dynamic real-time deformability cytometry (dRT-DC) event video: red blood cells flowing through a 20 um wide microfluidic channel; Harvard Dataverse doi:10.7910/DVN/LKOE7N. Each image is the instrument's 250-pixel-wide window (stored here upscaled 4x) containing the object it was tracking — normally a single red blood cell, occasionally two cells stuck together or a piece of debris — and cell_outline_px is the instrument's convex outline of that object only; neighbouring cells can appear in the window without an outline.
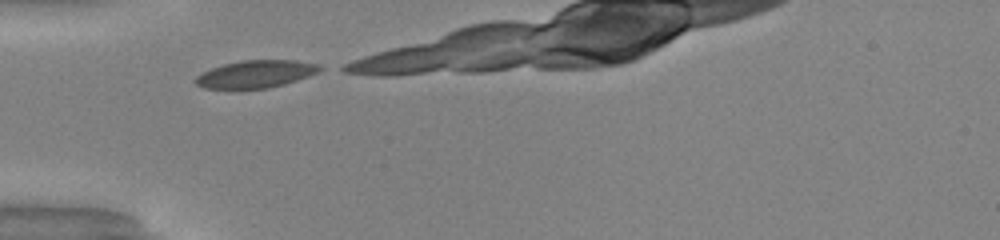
{"species": "common noctule bat (a hibernating species)", "species_latin": "Nyctalus noctula", "temperature_condition": "warm", "stored_images_in_passage": 6, "camera_frame_rate_fps": 3000, "um_per_image_px": 0.085, "animal": {"sex": "male", "body_mass_g": 20.0, "forearm_length_mm": 53.3}, "frame": {"image": 1, "passage_image": 1, "time_ms": 0.0, "image_size_px": [1000, 240], "cell_outline_px": [[324, 68], [308, 76], [284, 84], [268, 88], [236, 92], [204, 88], [196, 84], [192, 80], [196, 76], [212, 68], [224, 64], [240, 60], [296, 60], [320, 64]], "centroid_in_image_um": [21.67, 6.34], "position_along_channel_um": 63.3, "area_um2": 20.69}}